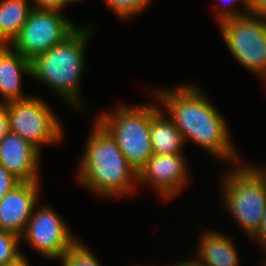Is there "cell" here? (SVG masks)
<instances>
[{"instance_id":"cell-25","label":"cell","mask_w":266,"mask_h":266,"mask_svg":"<svg viewBox=\"0 0 266 266\" xmlns=\"http://www.w3.org/2000/svg\"><path fill=\"white\" fill-rule=\"evenodd\" d=\"M252 238L258 239V242L260 243V247L262 246L263 248L266 246V209L263 215L261 226L258 229V231L252 236Z\"/></svg>"},{"instance_id":"cell-28","label":"cell","mask_w":266,"mask_h":266,"mask_svg":"<svg viewBox=\"0 0 266 266\" xmlns=\"http://www.w3.org/2000/svg\"><path fill=\"white\" fill-rule=\"evenodd\" d=\"M66 1V4L68 5L69 3H71V2H78V1H80V0H65ZM82 1V0H81Z\"/></svg>"},{"instance_id":"cell-3","label":"cell","mask_w":266,"mask_h":266,"mask_svg":"<svg viewBox=\"0 0 266 266\" xmlns=\"http://www.w3.org/2000/svg\"><path fill=\"white\" fill-rule=\"evenodd\" d=\"M91 32V26H80L64 41L31 60L32 78L51 87L68 105L76 108L82 104L79 84Z\"/></svg>"},{"instance_id":"cell-22","label":"cell","mask_w":266,"mask_h":266,"mask_svg":"<svg viewBox=\"0 0 266 266\" xmlns=\"http://www.w3.org/2000/svg\"><path fill=\"white\" fill-rule=\"evenodd\" d=\"M33 8L37 10L62 11L67 6L65 0H32Z\"/></svg>"},{"instance_id":"cell-1","label":"cell","mask_w":266,"mask_h":266,"mask_svg":"<svg viewBox=\"0 0 266 266\" xmlns=\"http://www.w3.org/2000/svg\"><path fill=\"white\" fill-rule=\"evenodd\" d=\"M159 106L182 134L184 142L192 140L212 156L238 161L237 150L230 141L224 117L195 85L186 84L172 89L152 90Z\"/></svg>"},{"instance_id":"cell-26","label":"cell","mask_w":266,"mask_h":266,"mask_svg":"<svg viewBox=\"0 0 266 266\" xmlns=\"http://www.w3.org/2000/svg\"><path fill=\"white\" fill-rule=\"evenodd\" d=\"M171 266H206V265L201 263L196 257V259L194 260L191 259L190 261H184V262L180 261Z\"/></svg>"},{"instance_id":"cell-15","label":"cell","mask_w":266,"mask_h":266,"mask_svg":"<svg viewBox=\"0 0 266 266\" xmlns=\"http://www.w3.org/2000/svg\"><path fill=\"white\" fill-rule=\"evenodd\" d=\"M204 233V234H203ZM200 236L197 259L206 266H238V253L232 238L206 231Z\"/></svg>"},{"instance_id":"cell-12","label":"cell","mask_w":266,"mask_h":266,"mask_svg":"<svg viewBox=\"0 0 266 266\" xmlns=\"http://www.w3.org/2000/svg\"><path fill=\"white\" fill-rule=\"evenodd\" d=\"M40 155L33 145L10 131L0 140V164L20 182H39Z\"/></svg>"},{"instance_id":"cell-6","label":"cell","mask_w":266,"mask_h":266,"mask_svg":"<svg viewBox=\"0 0 266 266\" xmlns=\"http://www.w3.org/2000/svg\"><path fill=\"white\" fill-rule=\"evenodd\" d=\"M219 27L233 57L247 70L266 77V19L248 14L220 21Z\"/></svg>"},{"instance_id":"cell-16","label":"cell","mask_w":266,"mask_h":266,"mask_svg":"<svg viewBox=\"0 0 266 266\" xmlns=\"http://www.w3.org/2000/svg\"><path fill=\"white\" fill-rule=\"evenodd\" d=\"M29 0L0 1V45H8L18 35L33 9Z\"/></svg>"},{"instance_id":"cell-10","label":"cell","mask_w":266,"mask_h":266,"mask_svg":"<svg viewBox=\"0 0 266 266\" xmlns=\"http://www.w3.org/2000/svg\"><path fill=\"white\" fill-rule=\"evenodd\" d=\"M184 155L153 154L137 173L135 183H149L162 198H174L188 185L187 163Z\"/></svg>"},{"instance_id":"cell-27","label":"cell","mask_w":266,"mask_h":266,"mask_svg":"<svg viewBox=\"0 0 266 266\" xmlns=\"http://www.w3.org/2000/svg\"><path fill=\"white\" fill-rule=\"evenodd\" d=\"M6 266H29V262L27 261V258H25V255L23 254L15 262L9 263Z\"/></svg>"},{"instance_id":"cell-23","label":"cell","mask_w":266,"mask_h":266,"mask_svg":"<svg viewBox=\"0 0 266 266\" xmlns=\"http://www.w3.org/2000/svg\"><path fill=\"white\" fill-rule=\"evenodd\" d=\"M9 132L6 103L0 101V140Z\"/></svg>"},{"instance_id":"cell-18","label":"cell","mask_w":266,"mask_h":266,"mask_svg":"<svg viewBox=\"0 0 266 266\" xmlns=\"http://www.w3.org/2000/svg\"><path fill=\"white\" fill-rule=\"evenodd\" d=\"M20 236L7 231H0V266L15 262L23 255L19 249Z\"/></svg>"},{"instance_id":"cell-17","label":"cell","mask_w":266,"mask_h":266,"mask_svg":"<svg viewBox=\"0 0 266 266\" xmlns=\"http://www.w3.org/2000/svg\"><path fill=\"white\" fill-rule=\"evenodd\" d=\"M60 260L61 266H101L95 255L81 240H78Z\"/></svg>"},{"instance_id":"cell-14","label":"cell","mask_w":266,"mask_h":266,"mask_svg":"<svg viewBox=\"0 0 266 266\" xmlns=\"http://www.w3.org/2000/svg\"><path fill=\"white\" fill-rule=\"evenodd\" d=\"M157 105H150V139L153 154L167 155L182 153L184 139L173 121L160 111Z\"/></svg>"},{"instance_id":"cell-29","label":"cell","mask_w":266,"mask_h":266,"mask_svg":"<svg viewBox=\"0 0 266 266\" xmlns=\"http://www.w3.org/2000/svg\"><path fill=\"white\" fill-rule=\"evenodd\" d=\"M263 248H264V249H265V251H266V246H265V247H263ZM264 265L266 266V259H265Z\"/></svg>"},{"instance_id":"cell-13","label":"cell","mask_w":266,"mask_h":266,"mask_svg":"<svg viewBox=\"0 0 266 266\" xmlns=\"http://www.w3.org/2000/svg\"><path fill=\"white\" fill-rule=\"evenodd\" d=\"M31 76V61L14 51L9 45H0V95L3 103L24 100L21 75Z\"/></svg>"},{"instance_id":"cell-11","label":"cell","mask_w":266,"mask_h":266,"mask_svg":"<svg viewBox=\"0 0 266 266\" xmlns=\"http://www.w3.org/2000/svg\"><path fill=\"white\" fill-rule=\"evenodd\" d=\"M39 182H20L0 200V231L21 236L37 206Z\"/></svg>"},{"instance_id":"cell-4","label":"cell","mask_w":266,"mask_h":266,"mask_svg":"<svg viewBox=\"0 0 266 266\" xmlns=\"http://www.w3.org/2000/svg\"><path fill=\"white\" fill-rule=\"evenodd\" d=\"M222 181L225 210L251 238L260 228L266 209V170L243 164L228 170Z\"/></svg>"},{"instance_id":"cell-5","label":"cell","mask_w":266,"mask_h":266,"mask_svg":"<svg viewBox=\"0 0 266 266\" xmlns=\"http://www.w3.org/2000/svg\"><path fill=\"white\" fill-rule=\"evenodd\" d=\"M113 112H104L96 120L114 138L129 165L138 173L153 155L150 104L140 107L123 105Z\"/></svg>"},{"instance_id":"cell-24","label":"cell","mask_w":266,"mask_h":266,"mask_svg":"<svg viewBox=\"0 0 266 266\" xmlns=\"http://www.w3.org/2000/svg\"><path fill=\"white\" fill-rule=\"evenodd\" d=\"M250 14L260 15L266 19V0H249Z\"/></svg>"},{"instance_id":"cell-21","label":"cell","mask_w":266,"mask_h":266,"mask_svg":"<svg viewBox=\"0 0 266 266\" xmlns=\"http://www.w3.org/2000/svg\"><path fill=\"white\" fill-rule=\"evenodd\" d=\"M19 183L20 181L0 164V200Z\"/></svg>"},{"instance_id":"cell-19","label":"cell","mask_w":266,"mask_h":266,"mask_svg":"<svg viewBox=\"0 0 266 266\" xmlns=\"http://www.w3.org/2000/svg\"><path fill=\"white\" fill-rule=\"evenodd\" d=\"M106 3L120 19L127 21L143 11L149 0H106Z\"/></svg>"},{"instance_id":"cell-8","label":"cell","mask_w":266,"mask_h":266,"mask_svg":"<svg viewBox=\"0 0 266 266\" xmlns=\"http://www.w3.org/2000/svg\"><path fill=\"white\" fill-rule=\"evenodd\" d=\"M78 27L60 11L33 8L9 46L31 61L64 41Z\"/></svg>"},{"instance_id":"cell-7","label":"cell","mask_w":266,"mask_h":266,"mask_svg":"<svg viewBox=\"0 0 266 266\" xmlns=\"http://www.w3.org/2000/svg\"><path fill=\"white\" fill-rule=\"evenodd\" d=\"M6 109L9 131L21 136L39 152L44 144H56L62 140V124L44 100L30 96L6 103Z\"/></svg>"},{"instance_id":"cell-9","label":"cell","mask_w":266,"mask_h":266,"mask_svg":"<svg viewBox=\"0 0 266 266\" xmlns=\"http://www.w3.org/2000/svg\"><path fill=\"white\" fill-rule=\"evenodd\" d=\"M33 209L20 239L48 259H60L79 239L74 238L67 224L49 206Z\"/></svg>"},{"instance_id":"cell-2","label":"cell","mask_w":266,"mask_h":266,"mask_svg":"<svg viewBox=\"0 0 266 266\" xmlns=\"http://www.w3.org/2000/svg\"><path fill=\"white\" fill-rule=\"evenodd\" d=\"M78 167L80 184L103 197L128 195L137 182V172L129 165L118 144L96 120Z\"/></svg>"},{"instance_id":"cell-20","label":"cell","mask_w":266,"mask_h":266,"mask_svg":"<svg viewBox=\"0 0 266 266\" xmlns=\"http://www.w3.org/2000/svg\"><path fill=\"white\" fill-rule=\"evenodd\" d=\"M221 1V4L225 2V4L227 3V5L230 4H235V2H241L242 5L244 6V9L245 10H234V9H226V6H225V9L223 7V11L222 9L219 11H217L216 15H217V22H220V21H223L225 19H229V18H233V17H241V16H244V15H248L250 14V5H249V0H220ZM229 3V4H228Z\"/></svg>"}]
</instances>
